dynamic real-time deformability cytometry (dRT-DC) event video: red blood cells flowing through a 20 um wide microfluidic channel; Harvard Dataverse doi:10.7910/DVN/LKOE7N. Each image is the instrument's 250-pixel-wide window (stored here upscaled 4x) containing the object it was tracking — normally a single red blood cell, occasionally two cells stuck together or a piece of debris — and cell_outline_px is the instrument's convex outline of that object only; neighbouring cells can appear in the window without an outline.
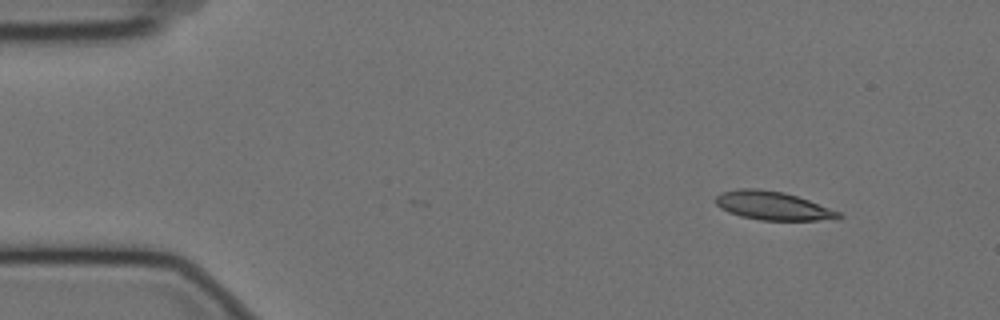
{"species": "Egyptian fruit bat (a non-hibernating species)", "species_latin": "Rousettus aegyptiacus", "temperature_condition": "cold", "stored_images_in_passage": 2, "camera_frame_rate_fps": 3000, "um_per_image_px": 0.085, "animal": {"sex": "female"}, "frame": {"image": 1, "passage_image": 2, "time_ms": 0.333, "image_size_px": [1000, 320], "cell_outline_px": [[844, 216], [816, 220], [760, 220], [740, 216], [728, 212], [720, 208], [716, 204], [716, 196], [720, 192], [736, 188], [756, 188], [784, 192], [808, 200], [840, 212]], "centroid_in_image_um": [65.6, 17.47], "position_along_channel_um": 19.4, "area_um2": 20.29}}